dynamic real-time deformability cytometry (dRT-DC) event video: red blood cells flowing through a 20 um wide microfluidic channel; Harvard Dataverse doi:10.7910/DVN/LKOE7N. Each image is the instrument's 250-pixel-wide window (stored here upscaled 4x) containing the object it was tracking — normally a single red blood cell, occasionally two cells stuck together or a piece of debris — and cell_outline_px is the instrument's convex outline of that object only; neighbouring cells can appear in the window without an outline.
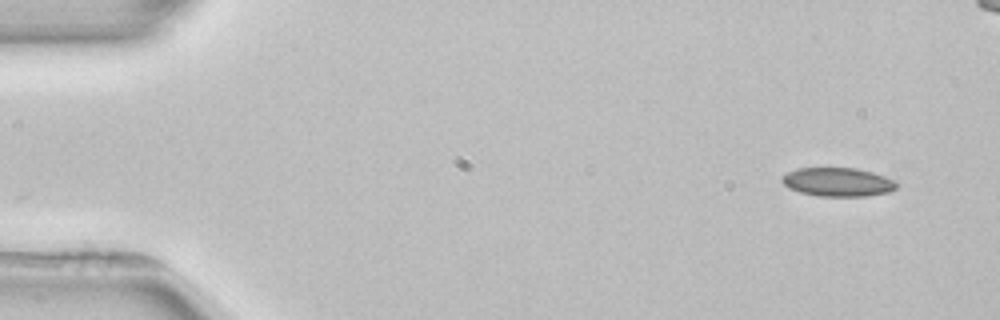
{"species": "common noctule bat (a hibernating species)", "species_latin": "Nyctalus noctula", "temperature_condition": "room temperature", "stored_images_in_passage": 4, "camera_frame_rate_fps": 3000, "um_per_image_px": 0.085, "animal": {"sex": "female", "body_mass_g": 22.7, "forearm_length_mm": 54.2}, "frame": {"image": 1, "passage_image": 1, "time_ms": 0.0, "image_size_px": [1000, 320], "cell_outline_px": [[900, 184], [896, 188], [888, 192], [868, 196], [820, 196], [800, 192], [788, 188], [780, 180], [780, 176], [796, 168], [856, 168], [872, 172], [896, 180]], "centroid_in_image_um": [71.22, 15.47], "position_along_channel_um": 13.8, "area_um2": 19.36}}